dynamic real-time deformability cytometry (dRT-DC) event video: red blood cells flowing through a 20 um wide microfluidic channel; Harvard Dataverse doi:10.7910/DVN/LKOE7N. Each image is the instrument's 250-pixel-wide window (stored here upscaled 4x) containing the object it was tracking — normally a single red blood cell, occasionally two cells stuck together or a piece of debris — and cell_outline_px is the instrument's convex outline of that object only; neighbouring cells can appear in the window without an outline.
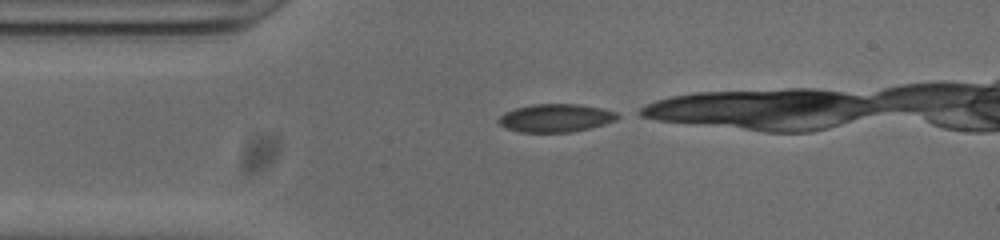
{"species": "common noctule bat (a hibernating species)", "species_latin": "Nyctalus noctula", "temperature_condition": "cold", "stored_images_in_passage": 11, "camera_frame_rate_fps": 3000, "um_per_image_px": 0.085, "animal": {"sex": "male", "body_mass_g": 20.0, "forearm_length_mm": 53.3}, "frame": {"image": 1, "passage_image": 1, "time_ms": 0.0, "image_size_px": [1000, 240], "cell_outline_px": [[624, 116], [616, 120], [592, 128], [572, 132], [520, 132], [504, 128], [496, 120], [504, 112], [516, 108], [532, 104], [580, 104], [600, 108], [616, 112]], "centroid_in_image_um": [47.25, 10.03], "position_along_channel_um": 37.8, "area_um2": 19.71}}
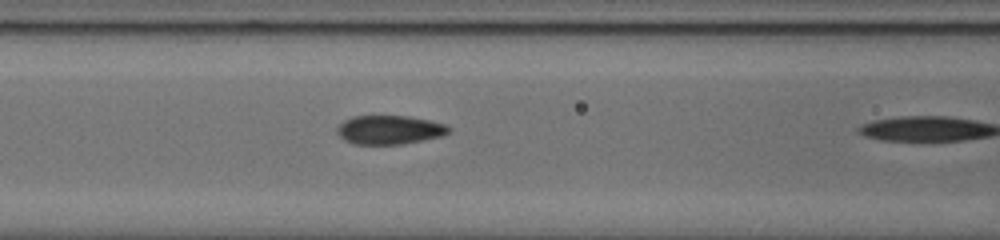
{"frame": {"image": 2, "passage_image": 10, "time_ms": 3.0, "image_size_px": [1000, 240], "cell_outline_px": [[452, 132], [444, 136], [404, 144], [356, 144], [344, 140], [336, 132], [336, 128], [344, 120], [352, 116], [408, 116], [432, 120], [448, 124], [452, 128]], "centroid_in_image_um": [33.18, 11.03], "position_along_channel_um": 133.4, "area_um2": 19.19}}